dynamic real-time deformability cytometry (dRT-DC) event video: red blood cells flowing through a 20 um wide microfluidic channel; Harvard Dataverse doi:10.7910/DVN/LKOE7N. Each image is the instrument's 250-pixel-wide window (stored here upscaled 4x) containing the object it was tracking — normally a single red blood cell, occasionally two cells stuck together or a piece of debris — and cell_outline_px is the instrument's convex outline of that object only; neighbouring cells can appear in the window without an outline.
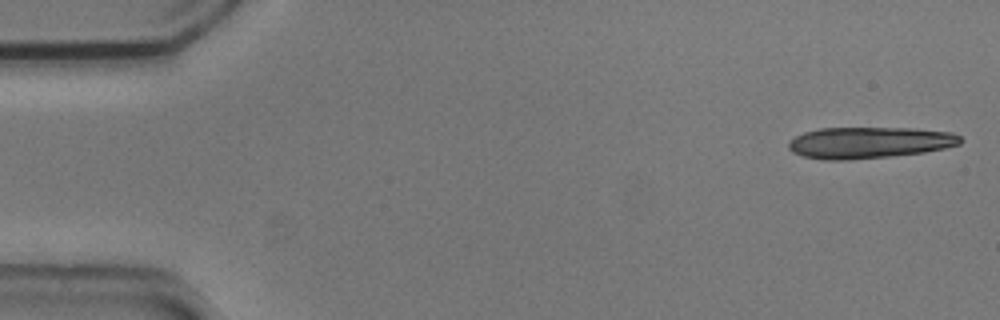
{"species": "common noctule bat (a hibernating species)", "species_latin": "Nyctalus noctula", "temperature_condition": "cold", "stored_images_in_passage": 5, "camera_frame_rate_fps": 3000, "um_per_image_px": 0.085, "animal": {"sex": "male", "body_mass_g": 20.5, "forearm_length_mm": 52.5}, "frame": {"image": 1, "passage_image": 1, "time_ms": 0.0, "image_size_px": [1000, 320], "cell_outline_px": [[964, 140], [960, 144], [944, 148], [924, 152], [888, 156], [844, 160], [824, 160], [804, 156], [792, 152], [788, 148], [788, 144], [796, 136], [804, 132], [820, 128], [912, 128], [952, 132], [960, 136]], "centroid_in_image_um": [73.9, 12.11], "position_along_channel_um": 11.1, "area_um2": 31.33}}
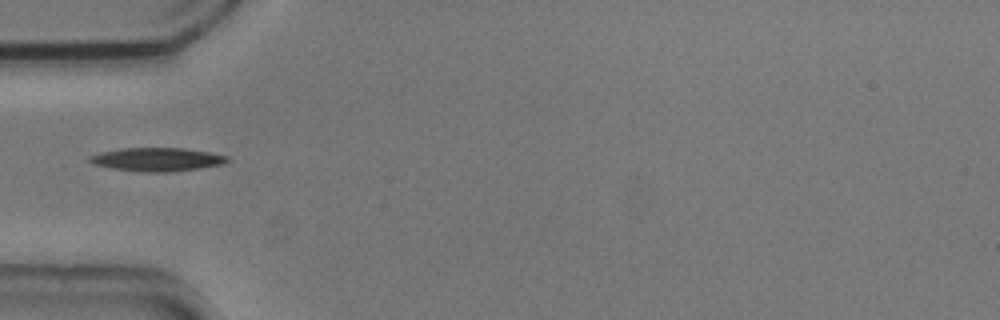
{"frame": {"image": 2, "passage_image": 5, "time_ms": 1.333, "image_size_px": [1000, 320], "cell_outline_px": [[232, 160], [220, 164], [200, 168], [168, 172], [144, 172], [112, 168], [92, 164], [88, 160], [88, 156], [100, 152], [120, 148], [184, 148], [208, 152], [228, 156]], "centroid_in_image_um": [13.32, 13.55], "position_along_channel_um": 71.7, "area_um2": 18.84}}